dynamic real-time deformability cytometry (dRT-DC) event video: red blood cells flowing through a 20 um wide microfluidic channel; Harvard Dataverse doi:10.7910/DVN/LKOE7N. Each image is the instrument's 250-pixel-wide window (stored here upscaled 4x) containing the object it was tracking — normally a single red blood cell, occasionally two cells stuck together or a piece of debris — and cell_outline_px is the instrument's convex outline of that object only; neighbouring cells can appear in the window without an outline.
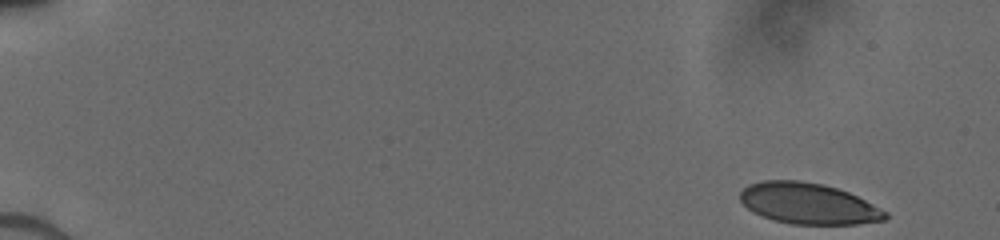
{"species": "human", "species_latin": "Homo sapiens", "temperature_condition": "cold", "stored_images_in_passage": 26, "camera_frame_rate_fps": 3000, "um_per_image_px": 0.085, "donor": {"sex": "male"}, "frame": {"image": 1, "passage_image": 1, "time_ms": 0.0, "image_size_px": [1000, 240], "cell_outline_px": [[888, 216], [884, 220], [856, 224], [792, 224], [772, 220], [752, 212], [740, 200], [740, 192], [748, 184], [760, 180], [800, 180], [824, 184], [848, 192], [888, 212]], "centroid_in_image_um": [68.67, 17.29], "position_along_channel_um": 16.3, "area_um2": 34.74}}
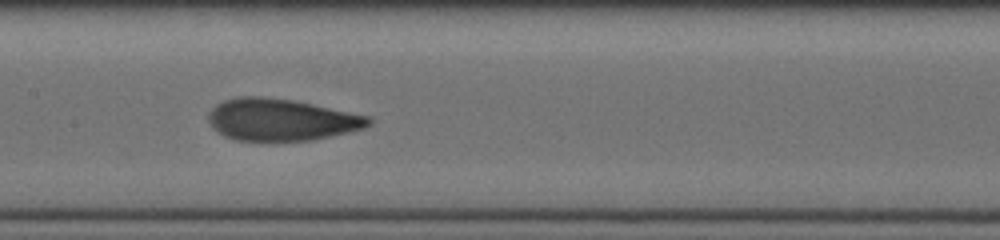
{"frame": {"image": 2, "passage_image": 11, "time_ms": 8.0, "image_size_px": [1000, 240], "cell_outline_px": [[372, 124], [364, 128], [348, 132], [312, 140], [236, 140], [224, 136], [212, 128], [208, 120], [208, 112], [216, 104], [224, 100], [236, 96], [264, 96], [296, 100], [372, 116]], "centroid_in_image_um": [23.91, 10.15], "position_along_channel_um": 183.5, "area_um2": 39.54}}
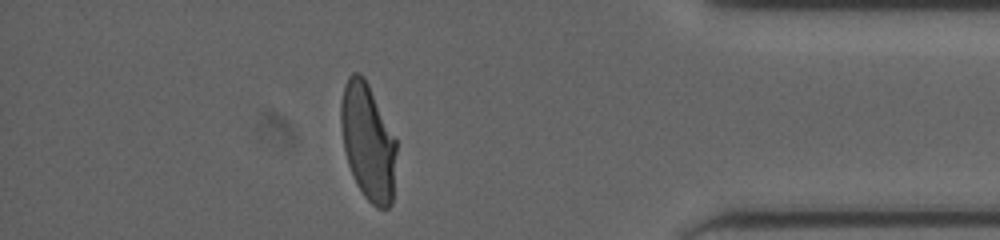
{"frame": {"image": 3, "passage_image": 22, "time_ms": 14.0, "image_size_px": [1000, 240], "cell_outline_px": [[396, 152], [392, 204], [388, 208], [376, 208], [364, 196], [356, 184], [348, 164], [344, 148], [340, 124], [340, 104], [344, 84], [348, 76], [352, 72], [360, 72], [364, 76], [396, 140]], "centroid_in_image_um": [31.25, 12.05], "position_along_channel_um": 403.9, "area_um2": 37.69}}